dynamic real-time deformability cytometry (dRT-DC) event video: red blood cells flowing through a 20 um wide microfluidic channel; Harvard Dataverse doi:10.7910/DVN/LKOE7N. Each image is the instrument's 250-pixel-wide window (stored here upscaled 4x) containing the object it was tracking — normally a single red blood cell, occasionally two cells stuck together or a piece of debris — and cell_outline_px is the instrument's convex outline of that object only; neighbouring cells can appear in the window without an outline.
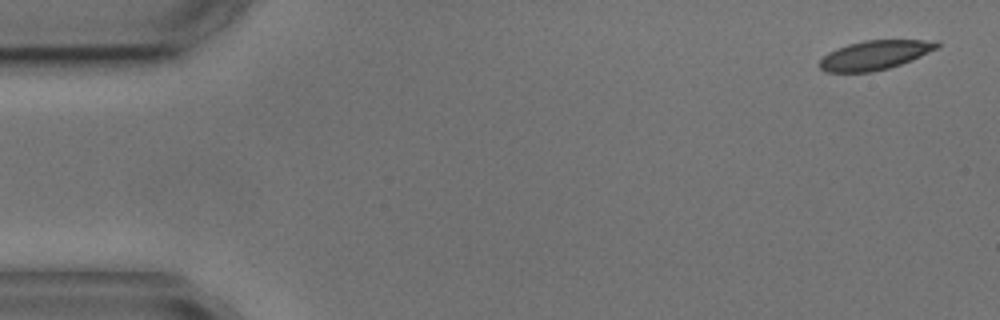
{"species": "common noctule bat (a hibernating species)", "species_latin": "Nyctalus noctula", "temperature_condition": "cold", "stored_images_in_passage": 4, "camera_frame_rate_fps": 3000, "um_per_image_px": 0.085, "animal": {"sex": "male", "body_mass_g": 17.9, "forearm_length_mm": 54.2}, "frame": {"image": 1, "passage_image": 1, "time_ms": 0.0, "image_size_px": [1000, 320], "cell_outline_px": [[940, 44], [936, 48], [912, 60], [888, 68], [872, 72], [828, 72], [820, 68], [820, 60], [828, 52], [836, 48], [848, 44], [864, 40], [936, 40]], "centroid_in_image_um": [74.34, 4.68], "position_along_channel_um": 10.7, "area_um2": 19.83}}
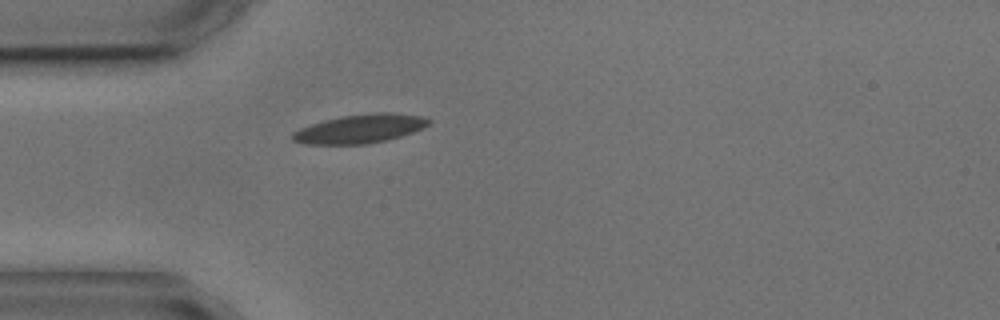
{"frame": {"image": 2, "passage_image": 4, "time_ms": 4.333, "image_size_px": [1000, 320], "cell_outline_px": [[432, 124], [424, 128], [400, 136], [368, 144], [304, 144], [292, 140], [292, 132], [300, 128], [324, 120], [344, 116], [372, 112], [392, 112], [424, 116], [432, 120]], "centroid_in_image_um": [30.65, 10.93], "position_along_channel_um": 54.3, "area_um2": 22.95}}